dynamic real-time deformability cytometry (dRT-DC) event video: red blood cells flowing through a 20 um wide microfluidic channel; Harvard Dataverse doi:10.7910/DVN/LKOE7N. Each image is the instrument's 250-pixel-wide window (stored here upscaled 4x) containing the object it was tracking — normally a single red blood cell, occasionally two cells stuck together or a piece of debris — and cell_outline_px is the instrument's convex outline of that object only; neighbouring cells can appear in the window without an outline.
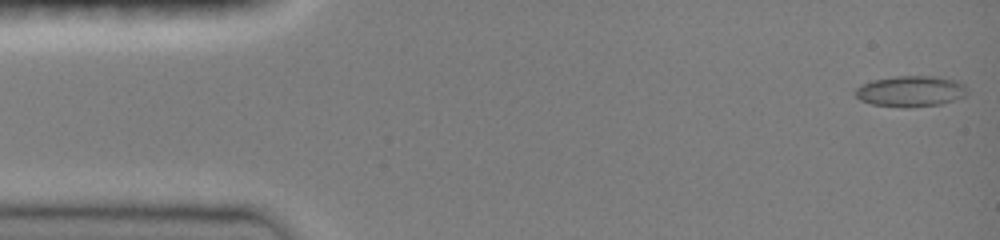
{"species": "common noctule bat (a hibernating species)", "species_latin": "Nyctalus noctula", "temperature_condition": "room temperature", "stored_images_in_passage": 47, "camera_frame_rate_fps": 3000, "um_per_image_px": 0.085, "animal": {"sex": "female", "body_mass_g": 19.0, "forearm_length_mm": 51.5}, "frame": {"image": 1, "passage_image": 1, "time_ms": 0.0, "image_size_px": [1000, 240], "cell_outline_px": [[968, 92], [964, 96], [940, 104], [908, 108], [904, 108], [872, 104], [860, 100], [856, 96], [856, 88], [860, 84], [872, 80], [896, 76], [936, 76], [956, 80], [964, 84], [968, 88]], "centroid_in_image_um": [77.41, 7.75], "position_along_channel_um": 7.6, "area_um2": 20.29}}
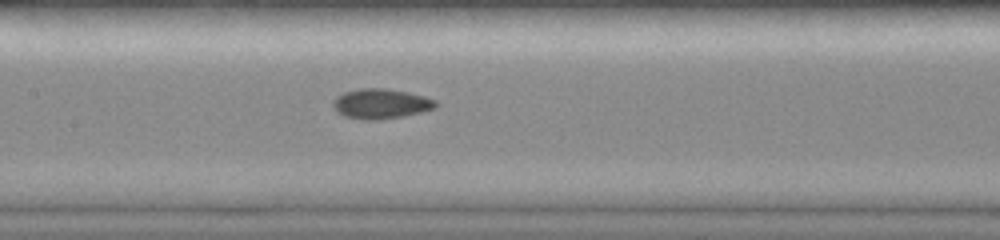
{"frame": {"image": 2, "passage_image": 22, "time_ms": 7.0, "image_size_px": [1000, 240], "cell_outline_px": [[436, 108], [404, 116], [380, 120], [364, 120], [344, 116], [336, 112], [332, 104], [332, 100], [336, 96], [344, 92], [360, 88], [384, 88], [408, 92], [424, 96], [436, 100]], "centroid_in_image_um": [32.34, 8.82], "position_along_channel_um": 175.1, "area_um2": 18.09}}
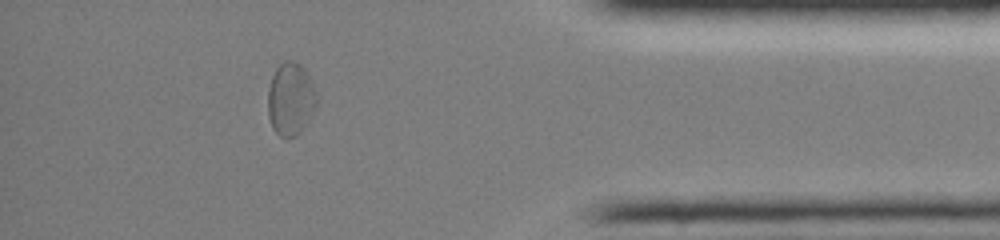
{"frame": {"image": 3, "passage_image": 41, "time_ms": 13.333, "image_size_px": [1000, 240], "cell_outline_px": [[316, 108], [300, 132], [296, 136], [280, 136], [272, 128], [268, 116], [268, 88], [272, 76], [276, 68], [284, 60], [292, 60], [300, 64], [308, 72], [316, 92]], "centroid_in_image_um": [24.7, 8.39], "position_along_channel_um": 410.5, "area_um2": 20.75}, "authors_computed_cell_mechanics": {"area_um2": 17.6868, "velocity_mm_per_s": 4.0692, "shape_relaxation_time_tau1_ms": 6.3056, "shape_relaxation_time_tau2_ms": 3.0497, "deformation_change_tau1": 0.1568, "deformation_change_tau2": 0.0734}}